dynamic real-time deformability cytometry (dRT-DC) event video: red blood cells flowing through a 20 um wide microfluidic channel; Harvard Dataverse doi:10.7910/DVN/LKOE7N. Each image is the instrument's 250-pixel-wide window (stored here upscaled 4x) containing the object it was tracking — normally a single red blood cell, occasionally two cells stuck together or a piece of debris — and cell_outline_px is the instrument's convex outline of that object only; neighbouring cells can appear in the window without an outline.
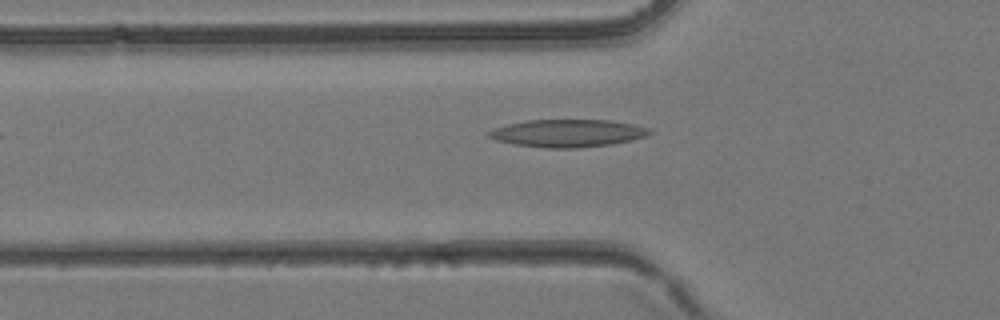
{"species": "common noctule bat (a hibernating species)", "species_latin": "Nyctalus noctula", "temperature_condition": "room temperature", "stored_images_in_passage": 2, "camera_frame_rate_fps": 3000, "um_per_image_px": 0.085, "animal": {"sex": "female", "body_mass_g": 24.6, "forearm_length_mm": 56.2}, "frame": {"image": 1, "passage_image": 2, "time_ms": 0.333, "image_size_px": [1000, 320], "cell_outline_px": [[652, 132], [644, 136], [632, 140], [612, 144], [576, 148], [544, 148], [512, 144], [496, 140], [488, 136], [488, 132], [496, 128], [508, 124], [528, 120], [612, 120], [652, 128]], "centroid_in_image_um": [48.28, 11.32], "position_along_channel_um": 77.5, "area_um2": 25.84}}